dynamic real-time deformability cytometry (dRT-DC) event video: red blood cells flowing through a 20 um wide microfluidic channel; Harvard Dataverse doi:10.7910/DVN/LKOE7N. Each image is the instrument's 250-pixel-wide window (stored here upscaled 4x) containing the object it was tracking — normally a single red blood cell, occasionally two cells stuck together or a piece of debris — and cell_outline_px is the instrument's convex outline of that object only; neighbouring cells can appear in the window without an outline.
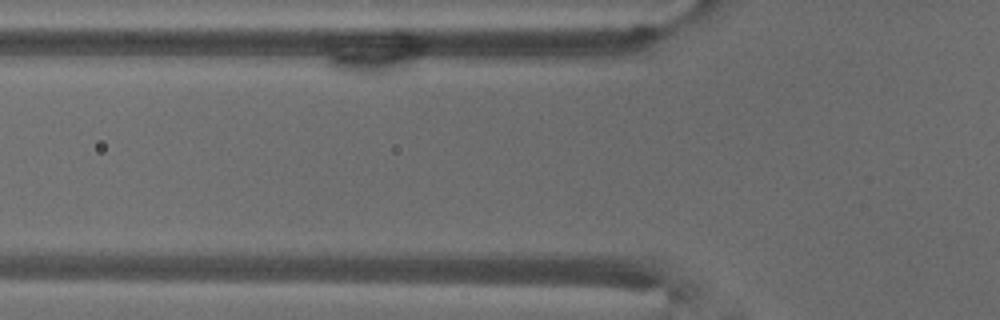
{"species": "common noctule bat (a hibernating species)", "species_latin": "Nyctalus noctula", "temperature_condition": "warm", "stored_images_in_passage": 2, "camera_frame_rate_fps": 3000, "um_per_image_px": 0.085, "animal": {"sex": "male", "body_mass_g": 18.8}, "frame": {"image": 1, "passage_image": 2, "time_ms": 0.333, "image_size_px": [1000, 320], "cell_outline_px": [[584, 48], [580, 52], [496, 64], [424, 56], [424, 52], [428, 44], [572, 44]], "centroid_in_image_um": [42.36, 4.41], "position_along_channel_um": 83.4, "area_um2": 16.7}}